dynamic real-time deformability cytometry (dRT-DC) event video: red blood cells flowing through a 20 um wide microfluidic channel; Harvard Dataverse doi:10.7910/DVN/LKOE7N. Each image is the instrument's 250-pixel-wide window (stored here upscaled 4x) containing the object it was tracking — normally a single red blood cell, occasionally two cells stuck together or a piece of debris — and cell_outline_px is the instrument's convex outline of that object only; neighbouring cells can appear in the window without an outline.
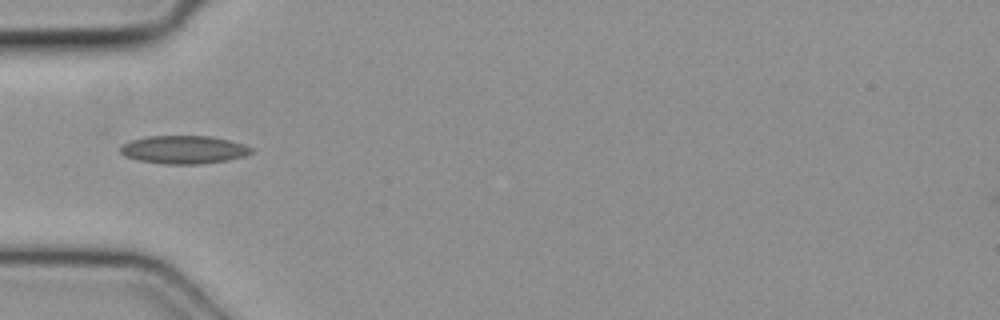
{"species": "common noctule bat (a hibernating species)", "species_latin": "Nyctalus noctula", "temperature_condition": "cold", "stored_images_in_passage": 1, "camera_frame_rate_fps": 3000, "um_per_image_px": 0.085, "animal": {"sex": "female", "body_mass_g": 19.3, "forearm_length_mm": 54.1}, "frame": {"image": 1, "passage_image": 1, "time_ms": 0.0, "image_size_px": [1000, 320], "cell_outline_px": [[252, 152], [244, 156], [228, 160], [200, 164], [160, 164], [140, 160], [124, 156], [120, 152], [120, 148], [124, 144], [132, 140], [148, 136], [208, 136], [228, 140], [244, 144], [252, 148]], "centroid_in_image_um": [15.62, 12.73], "position_along_channel_um": 69.4, "area_um2": 21.33}}